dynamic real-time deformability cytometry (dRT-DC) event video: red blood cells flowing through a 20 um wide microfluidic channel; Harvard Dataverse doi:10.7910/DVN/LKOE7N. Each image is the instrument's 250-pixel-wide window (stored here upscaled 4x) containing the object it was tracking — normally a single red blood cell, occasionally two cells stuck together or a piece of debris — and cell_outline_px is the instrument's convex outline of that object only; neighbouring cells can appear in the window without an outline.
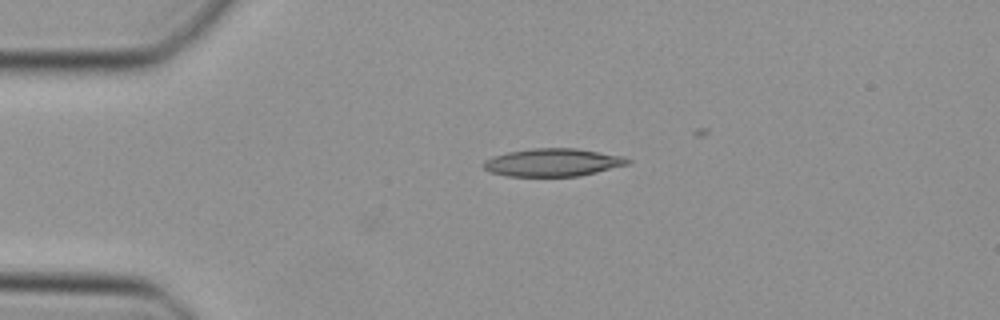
{"species": "Egyptian fruit bat (a non-hibernating species)", "species_latin": "Rousettus aegyptiacus", "temperature_condition": "cold", "stored_images_in_passage": 5, "camera_frame_rate_fps": 3000, "um_per_image_px": 0.085, "animal": {"sex": "female"}, "frame": {"image": 1, "passage_image": 5, "time_ms": 1.333, "image_size_px": [1000, 320], "cell_outline_px": [[632, 160], [628, 164], [580, 176], [508, 176], [492, 172], [484, 168], [480, 164], [484, 160], [492, 156], [508, 152], [532, 148], [576, 148], [624, 156]], "centroid_in_image_um": [46.97, 13.8], "position_along_channel_um": 38.0, "area_um2": 23.41}}